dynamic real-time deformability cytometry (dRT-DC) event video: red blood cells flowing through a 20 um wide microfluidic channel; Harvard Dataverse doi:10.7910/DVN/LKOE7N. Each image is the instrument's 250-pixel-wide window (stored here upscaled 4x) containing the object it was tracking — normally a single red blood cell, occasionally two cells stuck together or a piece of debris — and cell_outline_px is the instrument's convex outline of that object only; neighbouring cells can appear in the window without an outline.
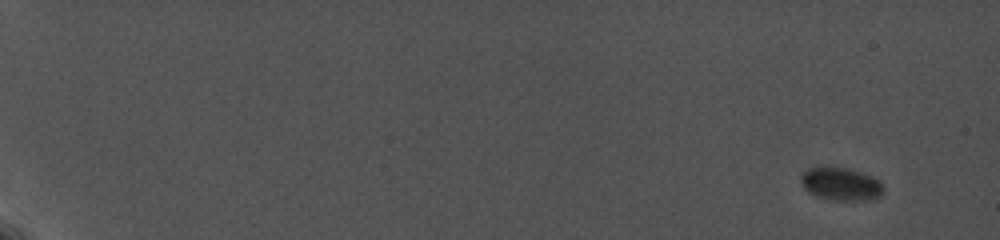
{"species": "common noctule bat (a hibernating species)", "species_latin": "Nyctalus noctula", "temperature_condition": "cold", "stored_images_in_passage": 25, "camera_frame_rate_fps": 5000, "um_per_image_px": 0.085, "animal": {"sex": "female", "body_mass_g": 19.0, "forearm_length_mm": 56.7}, "frame": {"image": 1, "passage_image": 3, "time_ms": 1.8, "image_size_px": [1000, 240], "cell_outline_px": [[880, 196], [868, 200], [836, 200], [816, 196], [808, 192], [804, 188], [800, 180], [800, 176], [808, 168], [824, 164], [828, 164], [848, 168], [872, 176], [880, 180]], "centroid_in_image_um": [71.4, 15.58], "position_along_channel_um": 13.6, "area_um2": 16.07}}
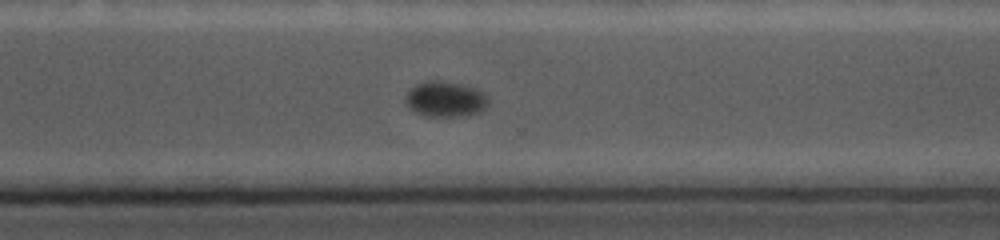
{"frame": {"image": 2, "passage_image": 21, "time_ms": 17.2, "image_size_px": [1000, 240], "cell_outline_px": [[488, 104], [480, 112], [464, 116], [424, 116], [416, 112], [404, 100], [408, 92], [416, 84], [428, 80], [444, 80], [476, 88], [484, 92], [488, 96]], "centroid_in_image_um": [37.89, 8.41], "position_along_channel_um": 332.7, "area_um2": 17.17}}
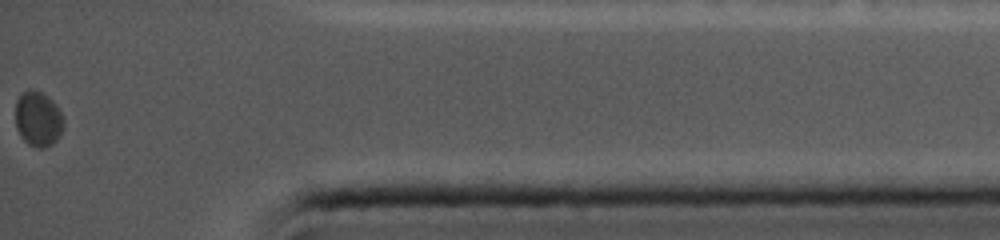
{"frame": {"image": 3, "passage_image": 25, "time_ms": 20.4, "image_size_px": [1000, 240], "cell_outline_px": [[64, 128], [60, 136], [52, 144], [44, 148], [40, 148], [28, 144], [20, 136], [16, 128], [16, 100], [28, 88], [40, 92], [48, 96], [56, 104], [64, 116]], "centroid_in_image_um": [3.27, 10.12], "position_along_channel_um": 431.9, "area_um2": 15.66}, "authors_computed_cell_mechanics": {"area_um2": 17.051, "velocity_mm_per_s": 3.5328, "shape_relaxation_time_tau1_ms": null, "shape_relaxation_time_tau2_ms": 0.8434, "deformation_change_tau1": null, "deformation_change_tau2": null}}